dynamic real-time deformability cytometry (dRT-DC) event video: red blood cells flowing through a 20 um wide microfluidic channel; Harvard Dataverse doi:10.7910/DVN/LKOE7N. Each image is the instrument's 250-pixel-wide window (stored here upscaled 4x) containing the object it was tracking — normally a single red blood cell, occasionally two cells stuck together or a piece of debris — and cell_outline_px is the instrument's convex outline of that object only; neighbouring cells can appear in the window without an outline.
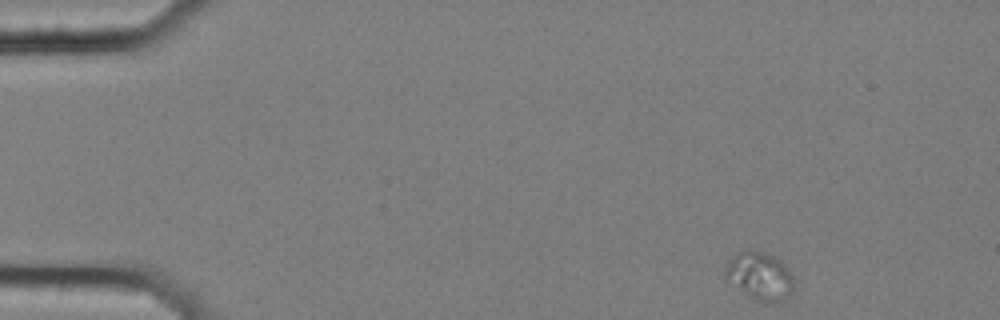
{"species": "common noctule bat (a hibernating species)", "species_latin": "Nyctalus noctula", "temperature_condition": "cold", "stored_images_in_passage": 3, "camera_frame_rate_fps": 3000, "um_per_image_px": 0.085, "animal": {"sex": "female", "body_mass_g": 25.1}, "frame": {"image": 1, "passage_image": 1, "time_ms": 0.0, "image_size_px": [1000, 320], "cell_outline_px": [[792, 292], [784, 300], [772, 304], [768, 304], [756, 300], [724, 276], [724, 272], [728, 260], [732, 256], [740, 252], [764, 252], [780, 260], [788, 268], [792, 276]], "centroid_in_image_um": [64.61, 23.49], "position_along_channel_um": 20.4, "area_um2": 18.61}}